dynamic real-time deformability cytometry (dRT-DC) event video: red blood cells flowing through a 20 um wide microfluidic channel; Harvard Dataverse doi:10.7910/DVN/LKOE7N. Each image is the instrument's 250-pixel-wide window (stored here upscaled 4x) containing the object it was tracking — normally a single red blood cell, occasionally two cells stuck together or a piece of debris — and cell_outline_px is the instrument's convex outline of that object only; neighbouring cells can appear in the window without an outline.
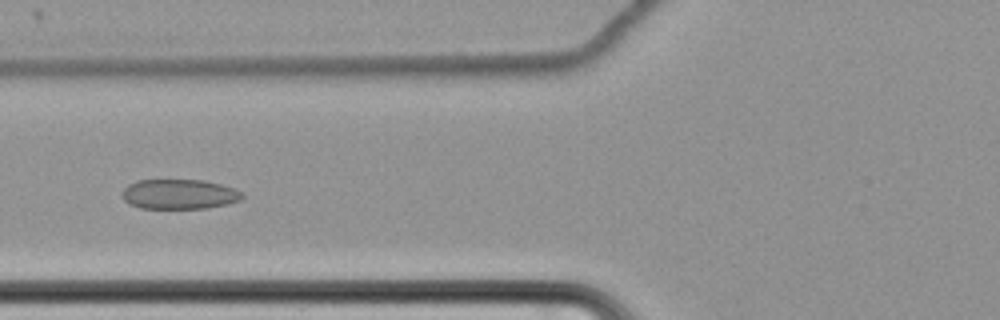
{"species": "common noctule bat (a hibernating species)", "species_latin": "Nyctalus noctula", "temperature_condition": "cold", "stored_images_in_passage": 66, "camera_frame_rate_fps": 3000, "um_per_image_px": 0.085, "animal": {"sex": "female", "body_mass_g": 22.7, "forearm_length_mm": 54.2}, "frame": {"image": 1, "passage_image": 30, "time_ms": 9.667, "image_size_px": [1000, 320], "cell_outline_px": [[244, 196], [240, 200], [228, 204], [208, 208], [140, 208], [128, 204], [124, 200], [124, 188], [128, 184], [136, 180], [204, 180], [236, 188]], "centroid_in_image_um": [15.25, 16.5], "position_along_channel_um": 110.5, "area_um2": 20.92}}
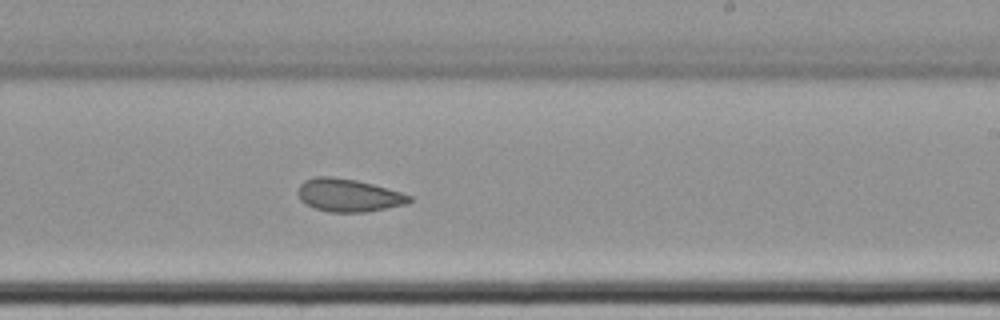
{"frame": {"image": 2, "passage_image": 43, "time_ms": 14.0, "image_size_px": [1000, 320], "cell_outline_px": [[412, 200], [408, 204], [368, 212], [328, 212], [316, 208], [300, 200], [300, 184], [304, 180], [316, 176], [332, 176], [356, 180], [372, 184], [400, 192], [412, 196]], "centroid_in_image_um": [29.66, 16.6], "position_along_channel_um": 259.3, "area_um2": 21.21}}
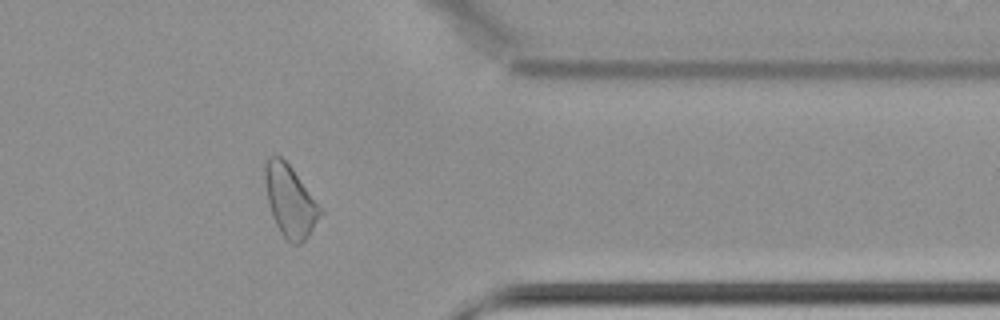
{"frame": {"image": 3, "passage_image": 55, "time_ms": 18.0, "image_size_px": [1000, 320], "cell_outline_px": [[324, 212], [308, 236], [300, 244], [292, 244], [280, 232], [272, 216], [268, 200], [264, 176], [264, 164], [268, 156], [280, 156], [292, 168], [324, 208]], "centroid_in_image_um": [24.69, 17.07], "position_along_channel_um": 386.7, "area_um2": 23.24}, "authors_computed_cell_mechanics": {"area_um2": 23.3512, "velocity_mm_per_s": 3.4351, "shape_relaxation_time_tau1_ms": null, "shape_relaxation_time_tau2_ms": 3.8383, "deformation_change_tau1": null, "deformation_change_tau2": 0.0938}}